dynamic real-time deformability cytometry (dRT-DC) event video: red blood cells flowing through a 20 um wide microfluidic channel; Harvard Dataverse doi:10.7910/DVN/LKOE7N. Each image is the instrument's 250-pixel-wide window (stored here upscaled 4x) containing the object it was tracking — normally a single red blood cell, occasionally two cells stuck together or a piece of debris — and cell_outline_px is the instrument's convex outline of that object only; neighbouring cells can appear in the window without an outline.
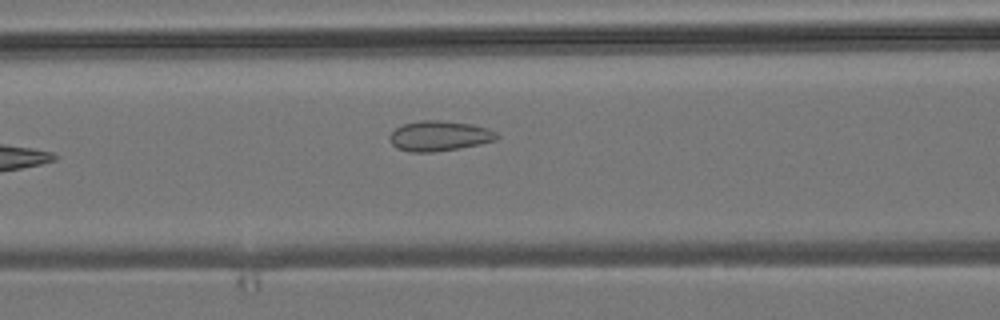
{"species": "common noctule bat (a hibernating species)", "species_latin": "Nyctalus noctula", "temperature_condition": "room temperature", "stored_images_in_passage": 5, "camera_frame_rate_fps": 3000, "um_per_image_px": 0.085, "animal": {"sex": "male", "body_mass_g": 19.2, "forearm_length_mm": 51.8}, "frame": {"image": 1, "passage_image": 5, "time_ms": 5.667, "image_size_px": [1000, 320], "cell_outline_px": [[500, 136], [496, 140], [480, 144], [432, 152], [408, 152], [396, 148], [392, 144], [388, 136], [396, 128], [404, 124], [420, 120], [440, 120], [472, 124], [488, 128], [496, 132]], "centroid_in_image_um": [37.34, 11.55], "position_along_channel_um": 129.3, "area_um2": 18.84}}